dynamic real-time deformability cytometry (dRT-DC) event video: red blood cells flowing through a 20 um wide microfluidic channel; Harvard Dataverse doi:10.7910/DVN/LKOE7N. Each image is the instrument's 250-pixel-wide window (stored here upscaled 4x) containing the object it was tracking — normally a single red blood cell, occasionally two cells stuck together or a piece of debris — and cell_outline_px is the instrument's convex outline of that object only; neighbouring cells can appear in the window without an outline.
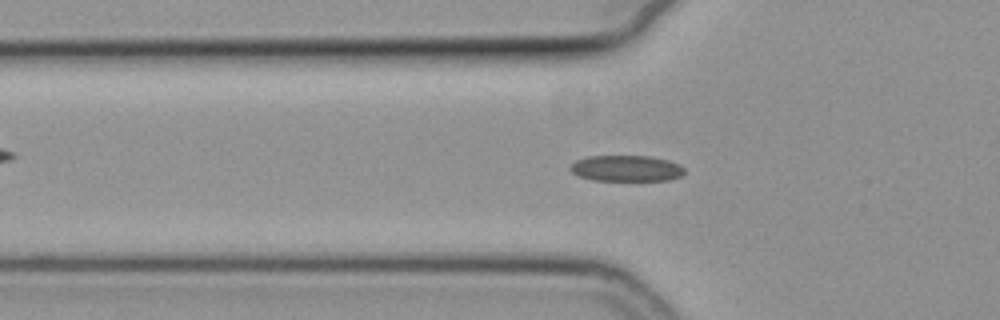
{"species": "common noctule bat (a hibernating species)", "species_latin": "Nyctalus noctula", "temperature_condition": "cold", "stored_images_in_passage": 54, "camera_frame_rate_fps": 3000, "um_per_image_px": 0.085, "animal": {"sex": "female", "body_mass_g": 19.3, "forearm_length_mm": 54.1}, "frame": {"image": 1, "passage_image": 17, "time_ms": 5.333, "image_size_px": [1000, 320], "cell_outline_px": [[684, 172], [680, 176], [668, 180], [592, 180], [580, 176], [572, 172], [568, 168], [576, 160], [588, 156], [648, 156], [668, 160], [680, 164], [684, 168]], "centroid_in_image_um": [53.23, 14.3], "position_along_channel_um": 72.6, "area_um2": 17.22}}
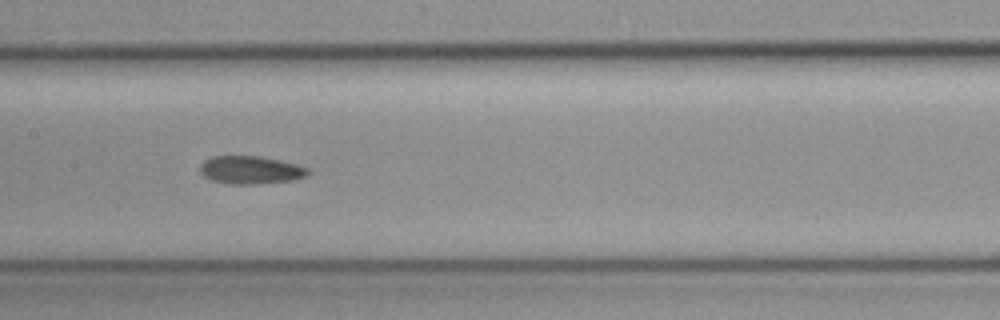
{"frame": {"image": 2, "passage_image": 26, "time_ms": 8.333, "image_size_px": [1000, 320], "cell_outline_px": [[308, 176], [292, 180], [256, 184], [228, 184], [212, 180], [204, 176], [200, 172], [200, 164], [204, 160], [212, 156], [260, 156], [280, 160], [296, 164], [308, 168]], "centroid_in_image_um": [21.28, 14.44], "position_along_channel_um": 186.1, "area_um2": 17.63}}
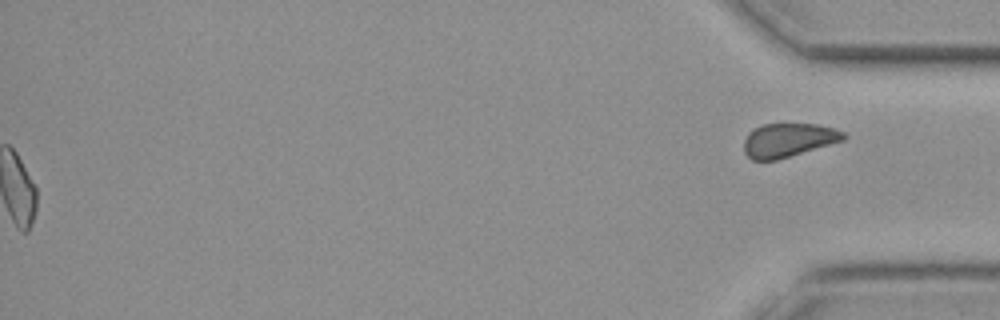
{"frame": {"image": 3, "passage_image": 54, "time_ms": 17.667, "image_size_px": [1000, 320], "cell_outline_px": [[844, 140], [776, 160], [752, 160], [744, 152], [744, 140], [748, 132], [752, 128], [764, 124], [816, 124], [832, 128], [844, 132]], "centroid_in_image_um": [66.95, 11.9], "position_along_channel_um": 368.2, "area_um2": 19.42}, "authors_computed_cell_mechanics": {"area_um2": 17.5423, "velocity_mm_per_s": 3.7882, "shape_relaxation_time_tau1_ms": null, "shape_relaxation_time_tau2_ms": 9.5819, "deformation_change_tau1": null, "deformation_change_tau2": 0.1588}}